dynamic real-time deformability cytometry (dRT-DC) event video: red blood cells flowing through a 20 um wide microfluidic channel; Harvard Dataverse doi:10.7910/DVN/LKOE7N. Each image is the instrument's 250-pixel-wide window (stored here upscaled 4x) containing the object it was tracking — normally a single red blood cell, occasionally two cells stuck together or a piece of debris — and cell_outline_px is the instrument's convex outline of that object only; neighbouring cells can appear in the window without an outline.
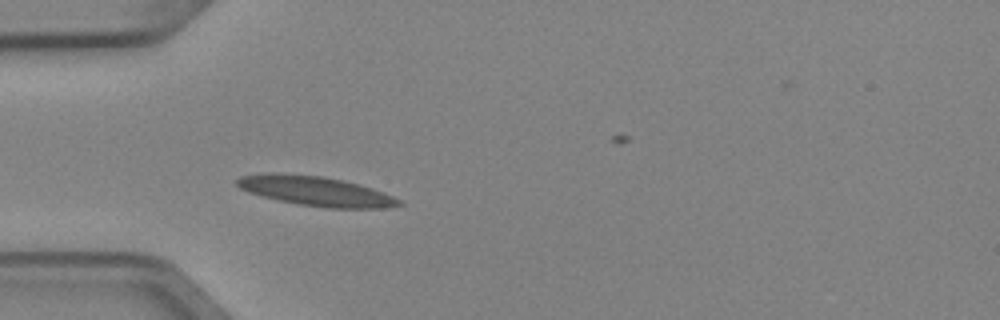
{"species": "Egyptian fruit bat (a non-hibernating species)", "species_latin": "Rousettus aegyptiacus", "temperature_condition": "cold", "stored_images_in_passage": 3, "camera_frame_rate_fps": 3000, "um_per_image_px": 0.085, "animal": {"sex": "female"}, "frame": {"image": 1, "passage_image": 3, "time_ms": 0.667, "image_size_px": [1000, 320], "cell_outline_px": [[404, 204], [384, 208], [328, 208], [300, 204], [280, 200], [248, 192], [240, 188], [236, 184], [236, 180], [240, 176], [264, 172], [272, 172], [320, 176], [344, 180], [372, 188], [392, 196], [400, 200]], "centroid_in_image_um": [26.82, 16.23], "position_along_channel_um": 58.2, "area_um2": 27.74}}